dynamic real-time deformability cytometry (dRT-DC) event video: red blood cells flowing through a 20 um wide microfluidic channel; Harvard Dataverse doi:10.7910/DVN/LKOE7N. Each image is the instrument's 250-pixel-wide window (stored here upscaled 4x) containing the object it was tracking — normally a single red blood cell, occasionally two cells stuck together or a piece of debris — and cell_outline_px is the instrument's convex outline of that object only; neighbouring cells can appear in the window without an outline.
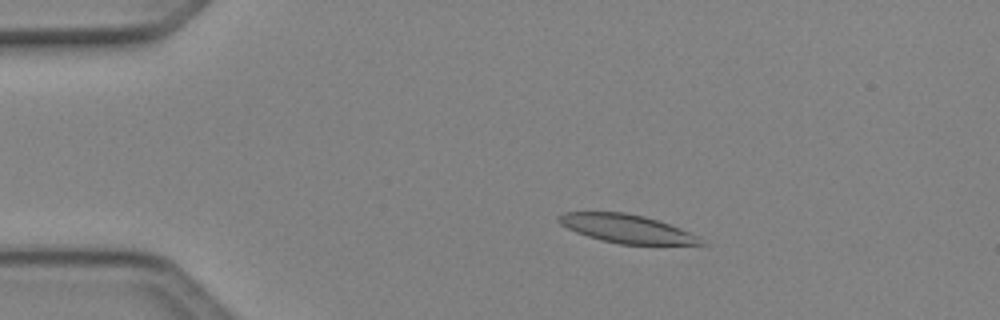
{"species": "Egyptian fruit bat (a non-hibernating species)", "species_latin": "Rousettus aegyptiacus", "temperature_condition": "cold", "stored_images_in_passage": 50, "camera_frame_rate_fps": 3000, "um_per_image_px": 0.085, "animal": {"sex": "female"}, "frame": {"image": 1, "passage_image": 10, "time_ms": 3.0, "image_size_px": [1000, 320], "cell_outline_px": [[708, 244], [620, 244], [600, 240], [576, 232], [560, 224], [556, 220], [556, 216], [564, 212], [624, 212], [644, 216], [680, 228], [696, 236]], "centroid_in_image_um": [53.19, 19.43], "position_along_channel_um": 31.8, "area_um2": 23.24}}
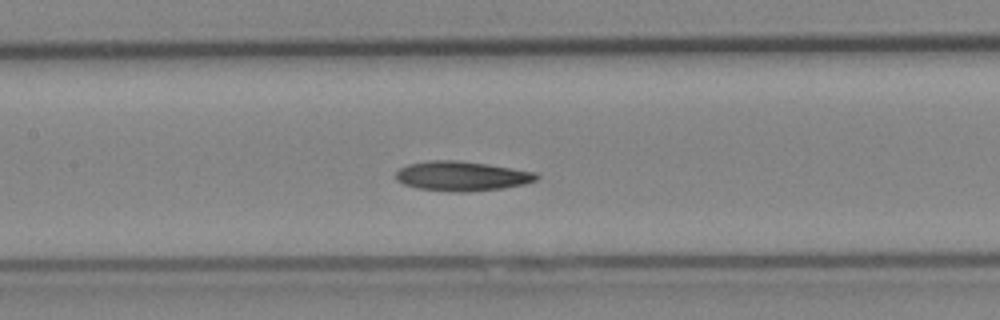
{"frame": {"image": 2, "passage_image": 24, "time_ms": 7.667, "image_size_px": [1000, 320], "cell_outline_px": [[540, 176], [536, 180], [524, 184], [504, 188], [464, 192], [460, 192], [416, 188], [404, 184], [396, 180], [396, 172], [400, 168], [408, 164], [428, 160], [456, 160], [488, 164], [536, 172]], "centroid_in_image_um": [39.25, 14.96], "position_along_channel_um": 168.1, "area_um2": 24.28}}
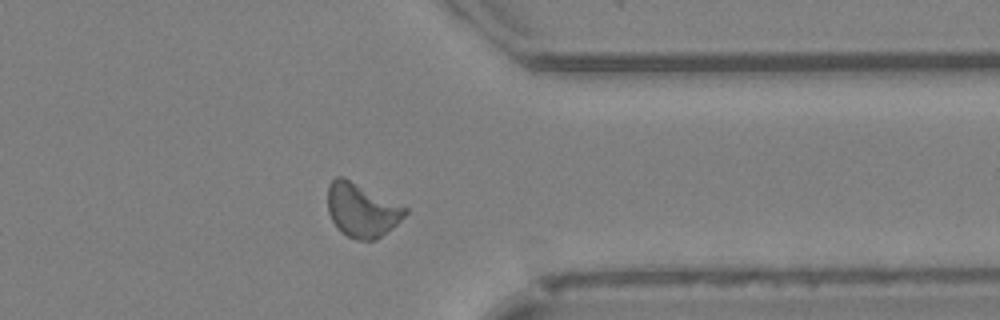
{"frame": {"image": 3, "passage_image": 40, "time_ms": 13.0, "image_size_px": [1000, 320], "cell_outline_px": [[408, 212], [392, 228], [376, 240], [356, 240], [348, 236], [332, 220], [328, 212], [328, 184], [336, 176], [344, 176], [408, 208]], "centroid_in_image_um": [30.76, 17.83], "position_along_channel_um": 380.6, "area_um2": 24.16}}